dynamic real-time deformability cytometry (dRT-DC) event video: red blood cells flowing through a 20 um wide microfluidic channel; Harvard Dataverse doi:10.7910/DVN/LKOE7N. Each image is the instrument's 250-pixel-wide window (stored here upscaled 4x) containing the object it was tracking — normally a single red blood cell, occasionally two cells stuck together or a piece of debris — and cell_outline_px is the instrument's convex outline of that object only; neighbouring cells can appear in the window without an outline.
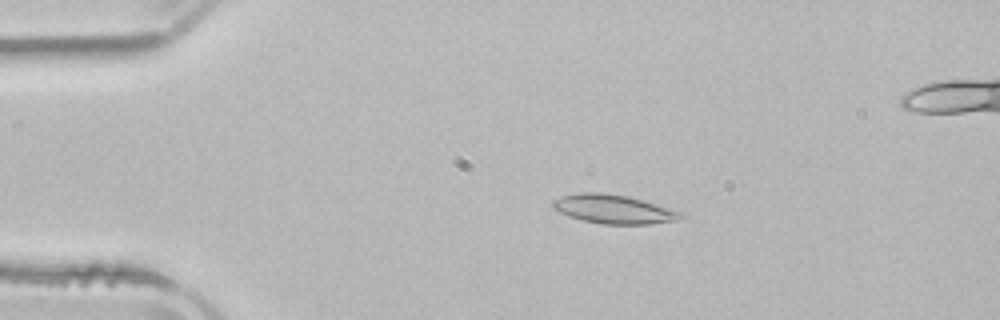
{"species": "common noctule bat (a hibernating species)", "species_latin": "Nyctalus noctula", "temperature_condition": "room temperature", "stored_images_in_passage": 5, "camera_frame_rate_fps": 3000, "um_per_image_px": 0.085, "animal": {"sex": "male", "body_mass_g": 21.5, "forearm_length_mm": 52.0}, "frame": {"image": 1, "passage_image": 3, "time_ms": 2.667, "image_size_px": [1000, 320], "cell_outline_px": [[688, 216], [676, 220], [648, 224], [604, 224], [584, 220], [568, 216], [552, 208], [552, 200], [564, 196], [580, 192], [600, 192], [628, 196], [684, 212]], "centroid_in_image_um": [52.19, 17.78], "position_along_channel_um": 32.8, "area_um2": 21.5}}